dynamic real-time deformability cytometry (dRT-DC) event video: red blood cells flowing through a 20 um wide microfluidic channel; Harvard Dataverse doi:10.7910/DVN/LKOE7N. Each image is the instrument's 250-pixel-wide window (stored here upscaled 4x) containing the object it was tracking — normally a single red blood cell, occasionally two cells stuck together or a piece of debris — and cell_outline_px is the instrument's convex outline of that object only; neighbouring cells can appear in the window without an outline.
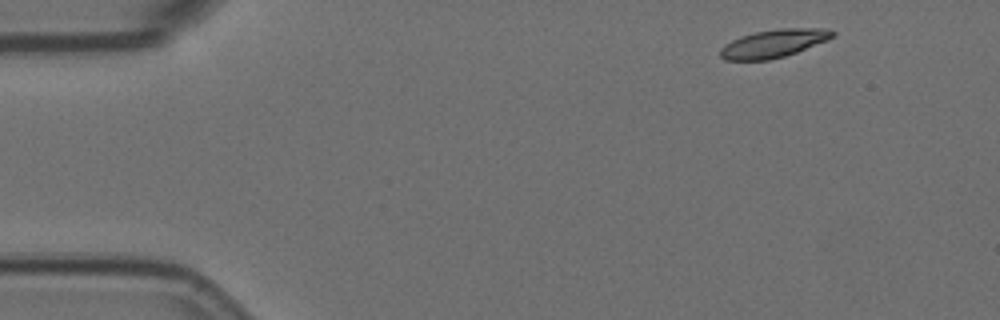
{"species": "Egyptian fruit bat (a non-hibernating species)", "species_latin": "Rousettus aegyptiacus", "temperature_condition": "room temperature", "stored_images_in_passage": 3, "camera_frame_rate_fps": 3000, "um_per_image_px": 0.085, "animal": {"sex": "female"}, "frame": {"image": 1, "passage_image": 1, "time_ms": 0.0, "image_size_px": [1000, 320], "cell_outline_px": [[836, 36], [828, 40], [796, 52], [784, 56], [768, 60], [724, 60], [720, 56], [720, 48], [724, 44], [740, 36], [756, 32], [780, 28], [824, 28], [836, 32]], "centroid_in_image_um": [65.77, 3.69], "position_along_channel_um": 19.2, "area_um2": 18.38}}
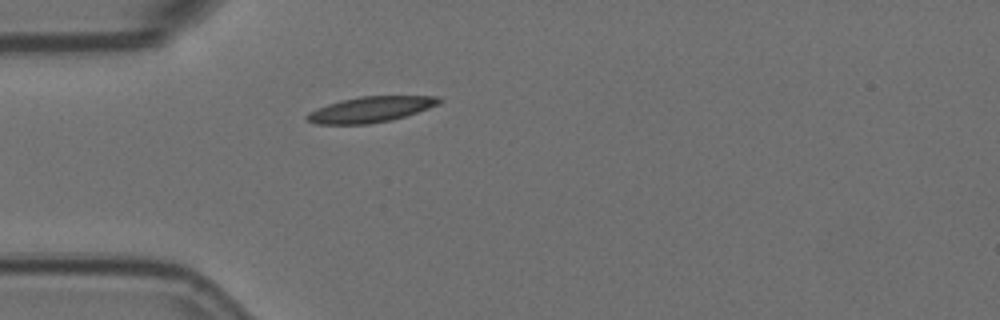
{"frame": {"image": 2, "passage_image": 3, "time_ms": 0.667, "image_size_px": [1000, 320], "cell_outline_px": [[444, 100], [440, 104], [392, 120], [368, 124], [316, 124], [308, 120], [304, 116], [308, 112], [316, 108], [340, 100], [360, 96], [440, 96]], "centroid_in_image_um": [31.5, 9.29], "position_along_channel_um": 53.5, "area_um2": 19.83}}